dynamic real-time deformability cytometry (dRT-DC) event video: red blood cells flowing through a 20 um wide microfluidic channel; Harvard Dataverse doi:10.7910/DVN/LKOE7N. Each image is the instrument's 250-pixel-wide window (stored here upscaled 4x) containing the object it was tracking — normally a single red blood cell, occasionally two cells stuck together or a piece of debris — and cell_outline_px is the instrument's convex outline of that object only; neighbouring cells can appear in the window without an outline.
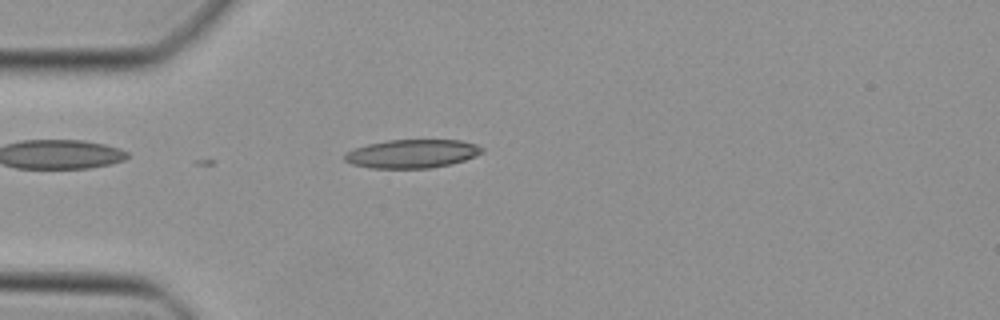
{"species": "Egyptian fruit bat (a non-hibernating species)", "species_latin": "Rousettus aegyptiacus", "temperature_condition": "cold", "stored_images_in_passage": 8, "camera_frame_rate_fps": 3000, "um_per_image_px": 0.085, "animal": {"sex": "female"}, "frame": {"image": 1, "passage_image": 1, "time_ms": 0.0, "image_size_px": [1000, 320], "cell_outline_px": [[484, 152], [476, 156], [452, 164], [432, 168], [372, 168], [352, 164], [344, 160], [344, 152], [368, 144], [388, 140], [460, 140], [476, 144], [484, 148]], "centroid_in_image_um": [35.05, 13.07], "position_along_channel_um": 49.9, "area_um2": 22.95}}
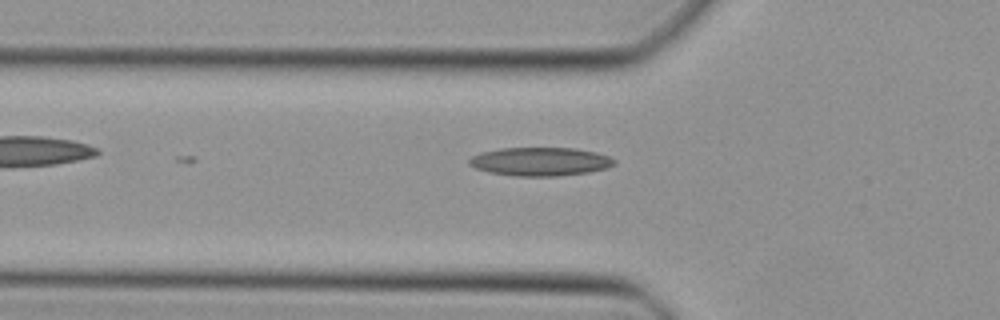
{"frame": {"image": 2, "passage_image": 4, "time_ms": 1.0, "image_size_px": [1000, 320], "cell_outline_px": [[616, 164], [608, 168], [588, 172], [556, 176], [512, 176], [488, 172], [476, 168], [468, 164], [468, 160], [472, 156], [480, 152], [500, 148], [572, 148], [596, 152], [608, 156], [616, 160]], "centroid_in_image_um": [45.91, 13.73], "position_along_channel_um": 79.9, "area_um2": 24.22}}